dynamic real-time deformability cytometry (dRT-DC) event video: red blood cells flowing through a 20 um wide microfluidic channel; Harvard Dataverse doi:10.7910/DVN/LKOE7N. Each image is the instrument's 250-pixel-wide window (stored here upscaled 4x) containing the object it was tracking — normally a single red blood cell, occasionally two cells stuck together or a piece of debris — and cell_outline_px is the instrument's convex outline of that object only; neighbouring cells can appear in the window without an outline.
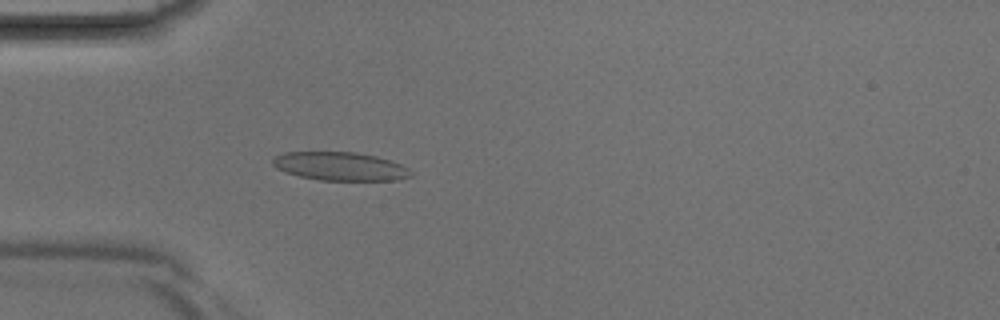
{"species": "Egyptian fruit bat (a non-hibernating species)", "species_latin": "Rousettus aegyptiacus", "temperature_condition": "room temperature", "stored_images_in_passage": 41, "camera_frame_rate_fps": 3000, "um_per_image_px": 0.085, "animal": {"sex": "male"}, "frame": {"image": 1, "passage_image": 12, "time_ms": 3.667, "image_size_px": [1000, 320], "cell_outline_px": [[412, 176], [396, 180], [320, 180], [300, 176], [284, 172], [276, 168], [272, 164], [272, 160], [276, 156], [284, 152], [356, 152], [376, 156], [400, 164], [408, 168], [412, 172]], "centroid_in_image_um": [28.9, 14.13], "position_along_channel_um": 56.1, "area_um2": 22.83}}
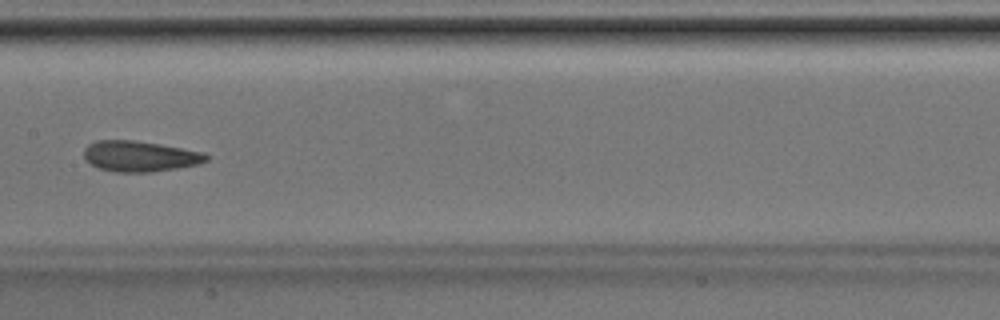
{"frame": {"image": 2, "passage_image": 21, "time_ms": 6.667, "image_size_px": [1000, 320], "cell_outline_px": [[212, 156], [208, 160], [200, 164], [152, 172], [116, 172], [100, 168], [92, 164], [84, 156], [84, 148], [88, 144], [96, 140], [136, 140], [160, 144], [204, 152]], "centroid_in_image_um": [11.94, 13.27], "position_along_channel_um": 195.5, "area_um2": 21.96}}
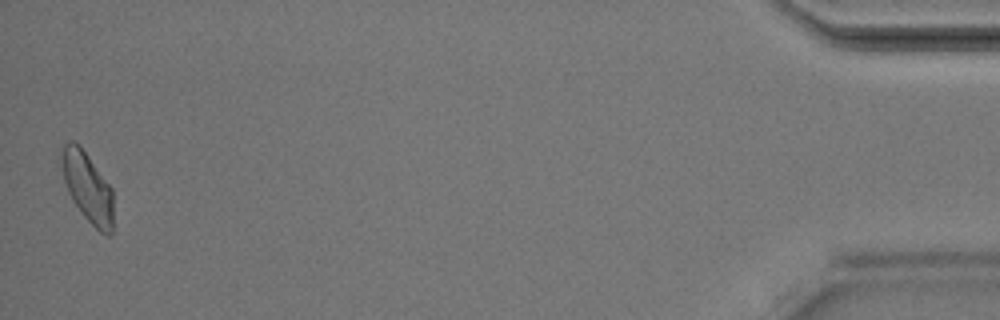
{"frame": {"image": 3, "passage_image": 41, "time_ms": 13.333, "image_size_px": [1000, 320], "cell_outline_px": [[112, 232], [108, 236], [100, 232], [80, 212], [72, 200], [68, 192], [56, 164], [64, 144], [72, 140], [80, 144], [112, 188]], "centroid_in_image_um": [7.36, 15.84], "position_along_channel_um": 427.8, "area_um2": 21.68}}